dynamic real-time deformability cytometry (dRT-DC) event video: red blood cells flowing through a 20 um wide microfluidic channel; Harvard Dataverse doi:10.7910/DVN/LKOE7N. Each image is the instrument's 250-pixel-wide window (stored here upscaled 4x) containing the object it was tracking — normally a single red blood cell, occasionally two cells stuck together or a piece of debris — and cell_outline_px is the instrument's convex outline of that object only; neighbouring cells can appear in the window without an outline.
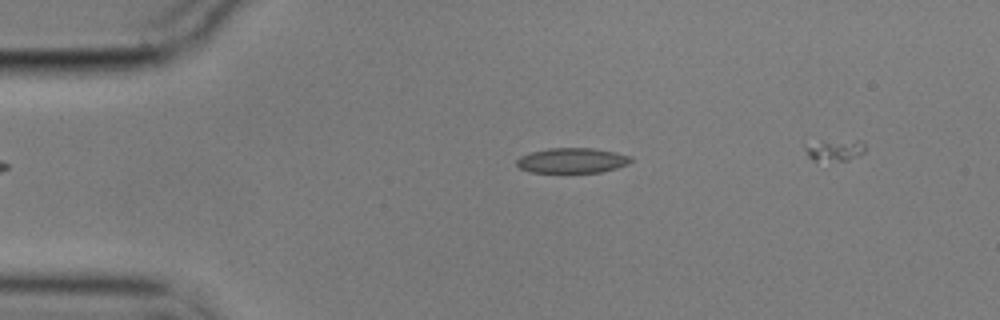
{"species": "common noctule bat (a hibernating species)", "species_latin": "Nyctalus noctula", "temperature_condition": "cold", "stored_images_in_passage": 39, "camera_frame_rate_fps": 3000, "um_per_image_px": 0.085, "animal": {"sex": "male", "body_mass_g": 17.9}, "frame": {"image": 1, "passage_image": 1, "time_ms": 0.0, "image_size_px": [1000, 320], "cell_outline_px": [[632, 160], [628, 164], [616, 168], [600, 172], [528, 172], [520, 168], [516, 164], [516, 160], [520, 156], [532, 152], [548, 148], [592, 148], [616, 152], [632, 156]], "centroid_in_image_um": [48.63, 13.64], "position_along_channel_um": 36.4, "area_um2": 16.7}}
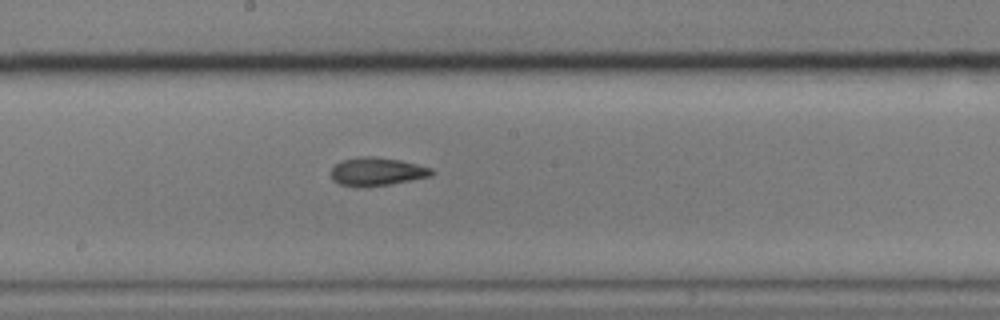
{"frame": {"image": 2, "passage_image": 19, "time_ms": 6.0, "image_size_px": [1000, 320], "cell_outline_px": [[436, 172], [432, 176], [392, 184], [364, 188], [340, 184], [332, 180], [332, 168], [340, 160], [356, 156], [376, 156], [400, 160], [432, 168]], "centroid_in_image_um": [32.04, 14.58], "position_along_channel_um": 216.2, "area_um2": 16.94}}
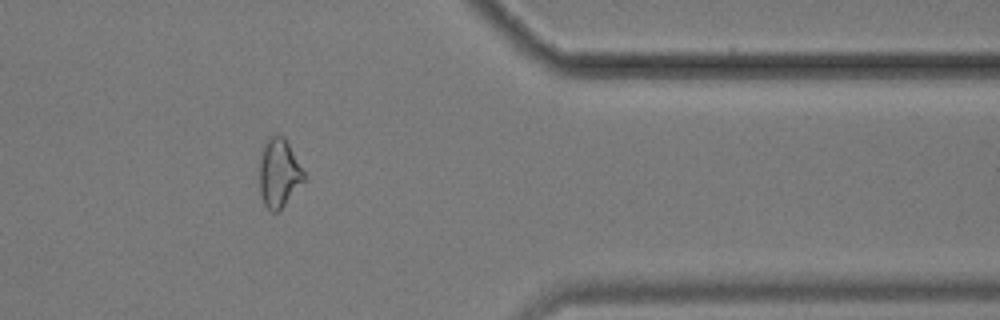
{"frame": {"image": 3, "passage_image": 35, "time_ms": 11.333, "image_size_px": [1000, 320], "cell_outline_px": [[304, 180], [284, 204], [276, 212], [272, 212], [264, 204], [260, 192], [260, 152], [268, 136], [284, 136], [304, 172]], "centroid_in_image_um": [23.68, 14.68], "position_along_channel_um": 387.7, "area_um2": 17.34}}